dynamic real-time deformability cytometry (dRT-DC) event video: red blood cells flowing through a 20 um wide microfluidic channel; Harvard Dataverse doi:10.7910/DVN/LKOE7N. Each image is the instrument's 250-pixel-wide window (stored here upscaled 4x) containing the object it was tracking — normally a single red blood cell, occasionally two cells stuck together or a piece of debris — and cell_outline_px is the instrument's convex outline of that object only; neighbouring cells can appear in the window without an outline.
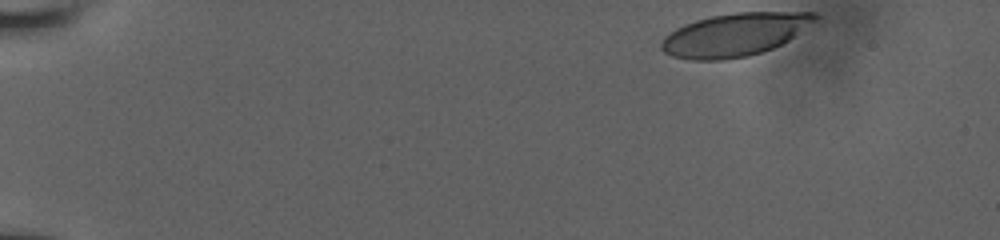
{"species": "human", "species_latin": "Homo sapiens", "temperature_condition": "room temperature", "stored_images_in_passage": 16, "camera_frame_rate_fps": 3000, "um_per_image_px": 0.085, "donor": {"sex": "male"}, "frame": {"image": 1, "passage_image": 1, "time_ms": 0.0, "image_size_px": [1000, 240], "cell_outline_px": [[820, 16], [788, 40], [772, 48], [748, 56], [724, 60], [692, 60], [672, 56], [664, 52], [660, 48], [660, 40], [664, 36], [676, 28], [684, 24], [696, 20], [712, 16], [736, 12], [816, 12]], "centroid_in_image_um": [62.4, 2.95], "position_along_channel_um": 22.6, "area_um2": 38.32}}
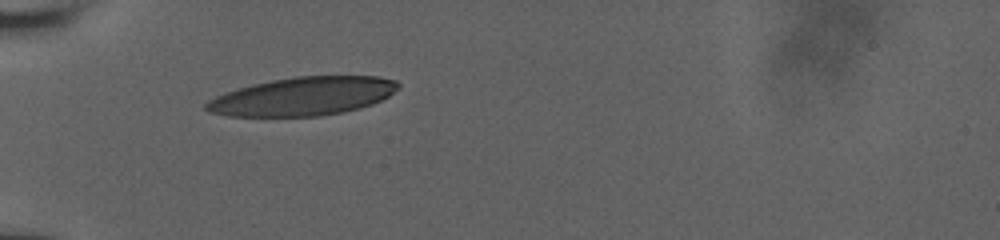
{"frame": {"image": 2, "passage_image": 10, "time_ms": 4.0, "image_size_px": [1000, 240], "cell_outline_px": [[400, 88], [388, 96], [372, 104], [360, 108], [320, 116], [228, 116], [208, 112], [204, 108], [204, 104], [208, 100], [216, 96], [252, 84], [272, 80], [296, 76], [380, 76], [396, 80], [400, 84]], "centroid_in_image_um": [25.76, 8.18], "position_along_channel_um": 59.2, "area_um2": 42.95}}
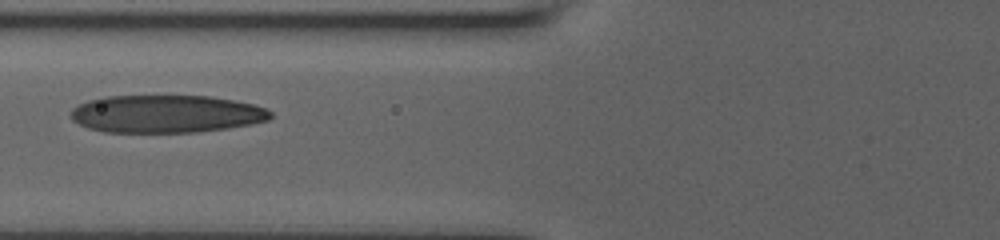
{"frame": {"image": 3, "passage_image": 14, "time_ms": 5.667, "image_size_px": [1000, 240], "cell_outline_px": [[272, 116], [268, 120], [252, 124], [196, 132], [104, 132], [88, 128], [72, 120], [72, 108], [88, 100], [104, 96], [212, 96], [252, 104], [268, 108], [272, 112]], "centroid_in_image_um": [14.13, 9.68], "position_along_channel_um": 111.7, "area_um2": 43.81}}